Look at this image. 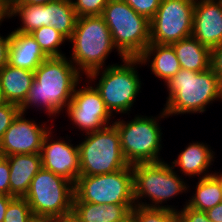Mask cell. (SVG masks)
<instances>
[{
	"label": "cell",
	"mask_w": 222,
	"mask_h": 222,
	"mask_svg": "<svg viewBox=\"0 0 222 222\" xmlns=\"http://www.w3.org/2000/svg\"><path fill=\"white\" fill-rule=\"evenodd\" d=\"M66 56L49 57L34 71V81L20 111L35 106L49 118L63 112L72 99L82 74ZM33 105V106H32ZM65 108V109H64Z\"/></svg>",
	"instance_id": "1"
},
{
	"label": "cell",
	"mask_w": 222,
	"mask_h": 222,
	"mask_svg": "<svg viewBox=\"0 0 222 222\" xmlns=\"http://www.w3.org/2000/svg\"><path fill=\"white\" fill-rule=\"evenodd\" d=\"M165 114L168 116L204 113L218 99L219 77L212 68L203 72L180 69L166 84Z\"/></svg>",
	"instance_id": "2"
},
{
	"label": "cell",
	"mask_w": 222,
	"mask_h": 222,
	"mask_svg": "<svg viewBox=\"0 0 222 222\" xmlns=\"http://www.w3.org/2000/svg\"><path fill=\"white\" fill-rule=\"evenodd\" d=\"M121 63L123 64H109L103 69L93 71L85 80L96 82L100 76L98 82L93 84L112 115L113 112L129 115L128 112L131 111L142 88V81L137 72V65L141 67L139 58H124Z\"/></svg>",
	"instance_id": "3"
},
{
	"label": "cell",
	"mask_w": 222,
	"mask_h": 222,
	"mask_svg": "<svg viewBox=\"0 0 222 222\" xmlns=\"http://www.w3.org/2000/svg\"><path fill=\"white\" fill-rule=\"evenodd\" d=\"M68 41L72 44L69 60L82 75L85 73L87 76L105 68V61L112 50L116 49L120 59L125 58L115 47L110 30L101 15L77 17L75 29Z\"/></svg>",
	"instance_id": "4"
},
{
	"label": "cell",
	"mask_w": 222,
	"mask_h": 222,
	"mask_svg": "<svg viewBox=\"0 0 222 222\" xmlns=\"http://www.w3.org/2000/svg\"><path fill=\"white\" fill-rule=\"evenodd\" d=\"M135 205L148 208H168L177 211L172 205H164L179 194L187 193L189 184L185 183L179 171L167 162L138 163L132 165ZM188 189V190H187ZM151 202H143L142 198Z\"/></svg>",
	"instance_id": "5"
},
{
	"label": "cell",
	"mask_w": 222,
	"mask_h": 222,
	"mask_svg": "<svg viewBox=\"0 0 222 222\" xmlns=\"http://www.w3.org/2000/svg\"><path fill=\"white\" fill-rule=\"evenodd\" d=\"M160 112L159 116L136 114L131 121L120 118L112 123L118 130L122 153L129 165L164 161L160 159L163 133L159 119L168 116L163 109Z\"/></svg>",
	"instance_id": "6"
},
{
	"label": "cell",
	"mask_w": 222,
	"mask_h": 222,
	"mask_svg": "<svg viewBox=\"0 0 222 222\" xmlns=\"http://www.w3.org/2000/svg\"><path fill=\"white\" fill-rule=\"evenodd\" d=\"M101 16L115 47L125 58H138L150 44V20L124 0H109Z\"/></svg>",
	"instance_id": "7"
},
{
	"label": "cell",
	"mask_w": 222,
	"mask_h": 222,
	"mask_svg": "<svg viewBox=\"0 0 222 222\" xmlns=\"http://www.w3.org/2000/svg\"><path fill=\"white\" fill-rule=\"evenodd\" d=\"M78 148L80 176L113 173L129 166L122 153L118 130L113 124L85 134Z\"/></svg>",
	"instance_id": "8"
},
{
	"label": "cell",
	"mask_w": 222,
	"mask_h": 222,
	"mask_svg": "<svg viewBox=\"0 0 222 222\" xmlns=\"http://www.w3.org/2000/svg\"><path fill=\"white\" fill-rule=\"evenodd\" d=\"M24 198L33 214L53 215L70 220L74 184L42 167L32 179Z\"/></svg>",
	"instance_id": "9"
},
{
	"label": "cell",
	"mask_w": 222,
	"mask_h": 222,
	"mask_svg": "<svg viewBox=\"0 0 222 222\" xmlns=\"http://www.w3.org/2000/svg\"><path fill=\"white\" fill-rule=\"evenodd\" d=\"M73 202L135 204L132 165L113 173L79 176Z\"/></svg>",
	"instance_id": "10"
},
{
	"label": "cell",
	"mask_w": 222,
	"mask_h": 222,
	"mask_svg": "<svg viewBox=\"0 0 222 222\" xmlns=\"http://www.w3.org/2000/svg\"><path fill=\"white\" fill-rule=\"evenodd\" d=\"M195 0H161L150 20V43L167 44L192 36Z\"/></svg>",
	"instance_id": "11"
},
{
	"label": "cell",
	"mask_w": 222,
	"mask_h": 222,
	"mask_svg": "<svg viewBox=\"0 0 222 222\" xmlns=\"http://www.w3.org/2000/svg\"><path fill=\"white\" fill-rule=\"evenodd\" d=\"M86 85L79 89V85L76 86L65 112L72 122V128L76 125L82 133L90 134L112 125L110 121L113 116L95 87L89 81Z\"/></svg>",
	"instance_id": "12"
},
{
	"label": "cell",
	"mask_w": 222,
	"mask_h": 222,
	"mask_svg": "<svg viewBox=\"0 0 222 222\" xmlns=\"http://www.w3.org/2000/svg\"><path fill=\"white\" fill-rule=\"evenodd\" d=\"M26 114L19 112L0 141V155L40 153L45 135L51 129L46 123L26 119Z\"/></svg>",
	"instance_id": "13"
},
{
	"label": "cell",
	"mask_w": 222,
	"mask_h": 222,
	"mask_svg": "<svg viewBox=\"0 0 222 222\" xmlns=\"http://www.w3.org/2000/svg\"><path fill=\"white\" fill-rule=\"evenodd\" d=\"M45 135L42 148L41 159L42 167L56 175L62 176L73 184L76 183L80 176V158L78 144L71 143L72 140L66 136V140L62 137L52 138V127ZM67 138H69L67 140ZM59 139V140H58ZM67 141V142H66Z\"/></svg>",
	"instance_id": "14"
},
{
	"label": "cell",
	"mask_w": 222,
	"mask_h": 222,
	"mask_svg": "<svg viewBox=\"0 0 222 222\" xmlns=\"http://www.w3.org/2000/svg\"><path fill=\"white\" fill-rule=\"evenodd\" d=\"M192 36L210 50L222 43V0H195Z\"/></svg>",
	"instance_id": "15"
},
{
	"label": "cell",
	"mask_w": 222,
	"mask_h": 222,
	"mask_svg": "<svg viewBox=\"0 0 222 222\" xmlns=\"http://www.w3.org/2000/svg\"><path fill=\"white\" fill-rule=\"evenodd\" d=\"M209 146L198 141L189 143L184 150H181L177 159L170 162L171 166L174 169L178 166L180 173L189 178L198 176L197 179H200L214 174L213 171L212 173L208 171L209 167L213 165L212 162L214 163L215 158V152Z\"/></svg>",
	"instance_id": "16"
},
{
	"label": "cell",
	"mask_w": 222,
	"mask_h": 222,
	"mask_svg": "<svg viewBox=\"0 0 222 222\" xmlns=\"http://www.w3.org/2000/svg\"><path fill=\"white\" fill-rule=\"evenodd\" d=\"M6 157L10 167V196L24 197L32 179L42 168L41 154H15Z\"/></svg>",
	"instance_id": "17"
},
{
	"label": "cell",
	"mask_w": 222,
	"mask_h": 222,
	"mask_svg": "<svg viewBox=\"0 0 222 222\" xmlns=\"http://www.w3.org/2000/svg\"><path fill=\"white\" fill-rule=\"evenodd\" d=\"M47 58L30 34L11 32L8 64L34 72Z\"/></svg>",
	"instance_id": "18"
},
{
	"label": "cell",
	"mask_w": 222,
	"mask_h": 222,
	"mask_svg": "<svg viewBox=\"0 0 222 222\" xmlns=\"http://www.w3.org/2000/svg\"><path fill=\"white\" fill-rule=\"evenodd\" d=\"M135 204H94L73 202L71 222H119L124 221Z\"/></svg>",
	"instance_id": "19"
},
{
	"label": "cell",
	"mask_w": 222,
	"mask_h": 222,
	"mask_svg": "<svg viewBox=\"0 0 222 222\" xmlns=\"http://www.w3.org/2000/svg\"><path fill=\"white\" fill-rule=\"evenodd\" d=\"M138 58L141 61V66L150 63L151 65L148 64V66H150L154 77L163 80L164 84L181 69L172 45L150 43Z\"/></svg>",
	"instance_id": "20"
},
{
	"label": "cell",
	"mask_w": 222,
	"mask_h": 222,
	"mask_svg": "<svg viewBox=\"0 0 222 222\" xmlns=\"http://www.w3.org/2000/svg\"><path fill=\"white\" fill-rule=\"evenodd\" d=\"M34 81V72L5 65L0 70V87L8 103L21 107Z\"/></svg>",
	"instance_id": "21"
},
{
	"label": "cell",
	"mask_w": 222,
	"mask_h": 222,
	"mask_svg": "<svg viewBox=\"0 0 222 222\" xmlns=\"http://www.w3.org/2000/svg\"><path fill=\"white\" fill-rule=\"evenodd\" d=\"M182 69L203 72L210 68L211 50L193 36L171 44Z\"/></svg>",
	"instance_id": "22"
},
{
	"label": "cell",
	"mask_w": 222,
	"mask_h": 222,
	"mask_svg": "<svg viewBox=\"0 0 222 222\" xmlns=\"http://www.w3.org/2000/svg\"><path fill=\"white\" fill-rule=\"evenodd\" d=\"M189 198L185 205L206 212L222 202L221 180L215 173L198 179L195 194Z\"/></svg>",
	"instance_id": "23"
},
{
	"label": "cell",
	"mask_w": 222,
	"mask_h": 222,
	"mask_svg": "<svg viewBox=\"0 0 222 222\" xmlns=\"http://www.w3.org/2000/svg\"><path fill=\"white\" fill-rule=\"evenodd\" d=\"M20 17L21 26L14 31L30 34L42 26H48L47 10L44 5L9 4L6 7V19Z\"/></svg>",
	"instance_id": "24"
},
{
	"label": "cell",
	"mask_w": 222,
	"mask_h": 222,
	"mask_svg": "<svg viewBox=\"0 0 222 222\" xmlns=\"http://www.w3.org/2000/svg\"><path fill=\"white\" fill-rule=\"evenodd\" d=\"M45 10H47L48 26L54 27L69 40L77 21L71 0H60L45 4Z\"/></svg>",
	"instance_id": "25"
},
{
	"label": "cell",
	"mask_w": 222,
	"mask_h": 222,
	"mask_svg": "<svg viewBox=\"0 0 222 222\" xmlns=\"http://www.w3.org/2000/svg\"><path fill=\"white\" fill-rule=\"evenodd\" d=\"M30 35L36 40L48 58L65 56L60 50V46L63 45L67 39L54 27L42 26L39 29L32 31Z\"/></svg>",
	"instance_id": "26"
},
{
	"label": "cell",
	"mask_w": 222,
	"mask_h": 222,
	"mask_svg": "<svg viewBox=\"0 0 222 222\" xmlns=\"http://www.w3.org/2000/svg\"><path fill=\"white\" fill-rule=\"evenodd\" d=\"M133 222H178L177 212L168 208H148L135 205L131 210Z\"/></svg>",
	"instance_id": "27"
},
{
	"label": "cell",
	"mask_w": 222,
	"mask_h": 222,
	"mask_svg": "<svg viewBox=\"0 0 222 222\" xmlns=\"http://www.w3.org/2000/svg\"><path fill=\"white\" fill-rule=\"evenodd\" d=\"M32 214L24 197H14L7 207L3 222H27Z\"/></svg>",
	"instance_id": "28"
},
{
	"label": "cell",
	"mask_w": 222,
	"mask_h": 222,
	"mask_svg": "<svg viewBox=\"0 0 222 222\" xmlns=\"http://www.w3.org/2000/svg\"><path fill=\"white\" fill-rule=\"evenodd\" d=\"M77 17L102 15L109 0H71Z\"/></svg>",
	"instance_id": "29"
},
{
	"label": "cell",
	"mask_w": 222,
	"mask_h": 222,
	"mask_svg": "<svg viewBox=\"0 0 222 222\" xmlns=\"http://www.w3.org/2000/svg\"><path fill=\"white\" fill-rule=\"evenodd\" d=\"M135 12L151 20L159 8L161 0H124Z\"/></svg>",
	"instance_id": "30"
},
{
	"label": "cell",
	"mask_w": 222,
	"mask_h": 222,
	"mask_svg": "<svg viewBox=\"0 0 222 222\" xmlns=\"http://www.w3.org/2000/svg\"><path fill=\"white\" fill-rule=\"evenodd\" d=\"M19 112L20 107L15 104L7 102L0 106V141Z\"/></svg>",
	"instance_id": "31"
},
{
	"label": "cell",
	"mask_w": 222,
	"mask_h": 222,
	"mask_svg": "<svg viewBox=\"0 0 222 222\" xmlns=\"http://www.w3.org/2000/svg\"><path fill=\"white\" fill-rule=\"evenodd\" d=\"M178 222H211L206 212L198 211L184 205L181 210H177Z\"/></svg>",
	"instance_id": "32"
},
{
	"label": "cell",
	"mask_w": 222,
	"mask_h": 222,
	"mask_svg": "<svg viewBox=\"0 0 222 222\" xmlns=\"http://www.w3.org/2000/svg\"><path fill=\"white\" fill-rule=\"evenodd\" d=\"M10 167L7 157L0 155V195L10 196Z\"/></svg>",
	"instance_id": "33"
},
{
	"label": "cell",
	"mask_w": 222,
	"mask_h": 222,
	"mask_svg": "<svg viewBox=\"0 0 222 222\" xmlns=\"http://www.w3.org/2000/svg\"><path fill=\"white\" fill-rule=\"evenodd\" d=\"M210 67L219 78L222 77V43L211 50Z\"/></svg>",
	"instance_id": "34"
},
{
	"label": "cell",
	"mask_w": 222,
	"mask_h": 222,
	"mask_svg": "<svg viewBox=\"0 0 222 222\" xmlns=\"http://www.w3.org/2000/svg\"><path fill=\"white\" fill-rule=\"evenodd\" d=\"M10 36V32L6 37L0 34V70L8 64Z\"/></svg>",
	"instance_id": "35"
},
{
	"label": "cell",
	"mask_w": 222,
	"mask_h": 222,
	"mask_svg": "<svg viewBox=\"0 0 222 222\" xmlns=\"http://www.w3.org/2000/svg\"><path fill=\"white\" fill-rule=\"evenodd\" d=\"M68 220L59 216L32 214L27 222H67Z\"/></svg>",
	"instance_id": "36"
},
{
	"label": "cell",
	"mask_w": 222,
	"mask_h": 222,
	"mask_svg": "<svg viewBox=\"0 0 222 222\" xmlns=\"http://www.w3.org/2000/svg\"><path fill=\"white\" fill-rule=\"evenodd\" d=\"M211 222H222V202L206 211Z\"/></svg>",
	"instance_id": "37"
},
{
	"label": "cell",
	"mask_w": 222,
	"mask_h": 222,
	"mask_svg": "<svg viewBox=\"0 0 222 222\" xmlns=\"http://www.w3.org/2000/svg\"><path fill=\"white\" fill-rule=\"evenodd\" d=\"M13 198V196L0 195V222L4 221L7 207Z\"/></svg>",
	"instance_id": "38"
},
{
	"label": "cell",
	"mask_w": 222,
	"mask_h": 222,
	"mask_svg": "<svg viewBox=\"0 0 222 222\" xmlns=\"http://www.w3.org/2000/svg\"><path fill=\"white\" fill-rule=\"evenodd\" d=\"M60 0H13L10 4L44 5Z\"/></svg>",
	"instance_id": "39"
},
{
	"label": "cell",
	"mask_w": 222,
	"mask_h": 222,
	"mask_svg": "<svg viewBox=\"0 0 222 222\" xmlns=\"http://www.w3.org/2000/svg\"><path fill=\"white\" fill-rule=\"evenodd\" d=\"M6 18V6L0 2V25Z\"/></svg>",
	"instance_id": "40"
},
{
	"label": "cell",
	"mask_w": 222,
	"mask_h": 222,
	"mask_svg": "<svg viewBox=\"0 0 222 222\" xmlns=\"http://www.w3.org/2000/svg\"><path fill=\"white\" fill-rule=\"evenodd\" d=\"M218 99L222 101V77L219 78Z\"/></svg>",
	"instance_id": "41"
},
{
	"label": "cell",
	"mask_w": 222,
	"mask_h": 222,
	"mask_svg": "<svg viewBox=\"0 0 222 222\" xmlns=\"http://www.w3.org/2000/svg\"><path fill=\"white\" fill-rule=\"evenodd\" d=\"M5 103H7V101L5 100L4 95H3V91L0 87V106L4 105Z\"/></svg>",
	"instance_id": "42"
},
{
	"label": "cell",
	"mask_w": 222,
	"mask_h": 222,
	"mask_svg": "<svg viewBox=\"0 0 222 222\" xmlns=\"http://www.w3.org/2000/svg\"><path fill=\"white\" fill-rule=\"evenodd\" d=\"M13 0H0V2L5 5L6 7L12 2Z\"/></svg>",
	"instance_id": "43"
},
{
	"label": "cell",
	"mask_w": 222,
	"mask_h": 222,
	"mask_svg": "<svg viewBox=\"0 0 222 222\" xmlns=\"http://www.w3.org/2000/svg\"><path fill=\"white\" fill-rule=\"evenodd\" d=\"M119 222H133L131 214L124 221H119Z\"/></svg>",
	"instance_id": "44"
},
{
	"label": "cell",
	"mask_w": 222,
	"mask_h": 222,
	"mask_svg": "<svg viewBox=\"0 0 222 222\" xmlns=\"http://www.w3.org/2000/svg\"><path fill=\"white\" fill-rule=\"evenodd\" d=\"M218 177L219 179L221 180V188H222V172L219 174V172H214Z\"/></svg>",
	"instance_id": "45"
}]
</instances>
